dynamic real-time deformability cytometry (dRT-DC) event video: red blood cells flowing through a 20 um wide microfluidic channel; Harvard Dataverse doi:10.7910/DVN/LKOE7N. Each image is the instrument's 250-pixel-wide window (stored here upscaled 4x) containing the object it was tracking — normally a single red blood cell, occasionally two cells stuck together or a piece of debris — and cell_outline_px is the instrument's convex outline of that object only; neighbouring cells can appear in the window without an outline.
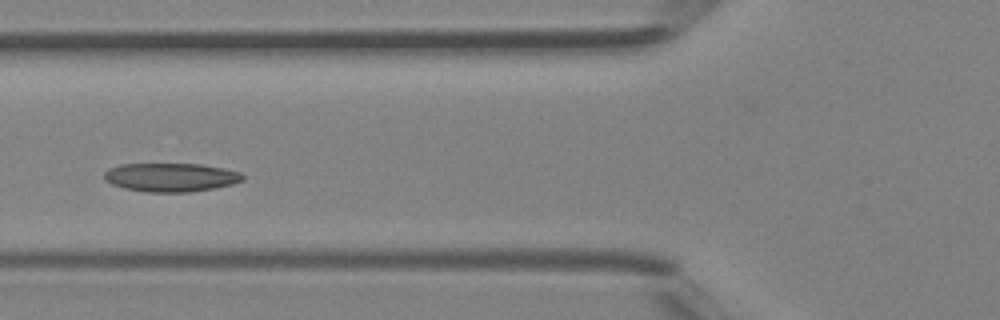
{"species": "Egyptian fruit bat (a non-hibernating species)", "species_latin": "Rousettus aegyptiacus", "temperature_condition": "room temperature", "stored_images_in_passage": 39, "camera_frame_rate_fps": 3000, "um_per_image_px": 0.085, "animal": {"sex": "female"}, "frame": {"image": 1, "passage_image": 12, "time_ms": 3.667, "image_size_px": [1000, 320], "cell_outline_px": [[244, 180], [232, 184], [216, 188], [188, 192], [144, 192], [124, 188], [112, 184], [104, 180], [104, 172], [108, 168], [120, 164], [204, 164], [224, 168], [240, 172], [244, 176]], "centroid_in_image_um": [14.52, 15.07], "position_along_channel_um": 111.3, "area_um2": 23.35}}
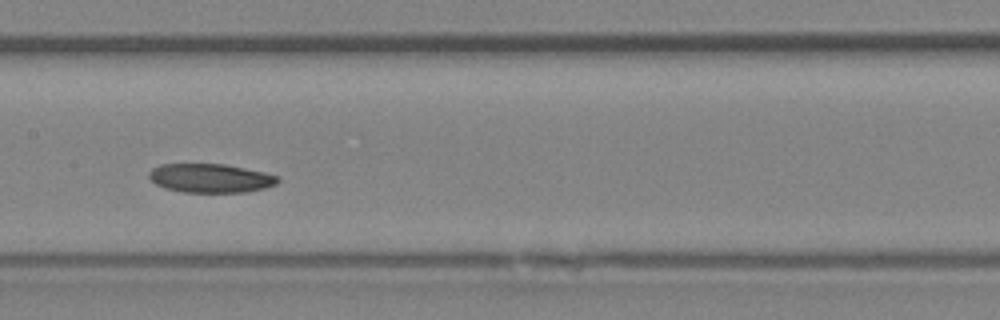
{"frame": {"image": 2, "passage_image": 17, "time_ms": 5.333, "image_size_px": [1000, 320], "cell_outline_px": [[280, 180], [276, 184], [264, 188], [244, 192], [184, 192], [164, 188], [156, 184], [148, 176], [148, 172], [152, 168], [160, 164], [224, 164], [264, 172], [280, 176]], "centroid_in_image_um": [17.88, 15.14], "position_along_channel_um": 189.5, "area_um2": 21.68}}